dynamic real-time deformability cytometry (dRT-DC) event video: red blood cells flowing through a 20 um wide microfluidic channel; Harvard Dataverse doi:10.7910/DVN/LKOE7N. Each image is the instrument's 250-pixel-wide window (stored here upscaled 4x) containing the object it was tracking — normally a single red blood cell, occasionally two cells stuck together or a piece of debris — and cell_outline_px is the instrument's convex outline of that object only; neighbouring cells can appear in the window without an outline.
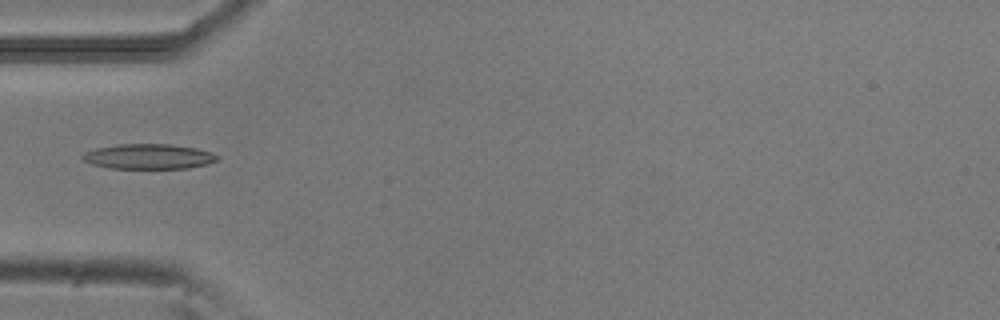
{"species": "common noctule bat (a hibernating species)", "species_latin": "Nyctalus noctula", "temperature_condition": "room temperature", "stored_images_in_passage": 2, "camera_frame_rate_fps": 3000, "um_per_image_px": 0.085, "animal": {"sex": "male", "body_mass_g": 20.5, "forearm_length_mm": 52.5}, "frame": {"image": 1, "passage_image": 1, "time_ms": 0.0, "image_size_px": [1000, 320], "cell_outline_px": [[220, 156], [216, 160], [208, 164], [188, 168], [108, 168], [92, 164], [84, 160], [80, 156], [84, 152], [96, 148], [116, 144], [172, 144], [196, 148]], "centroid_in_image_um": [12.6, 13.3], "position_along_channel_um": 72.4, "area_um2": 19.65}}
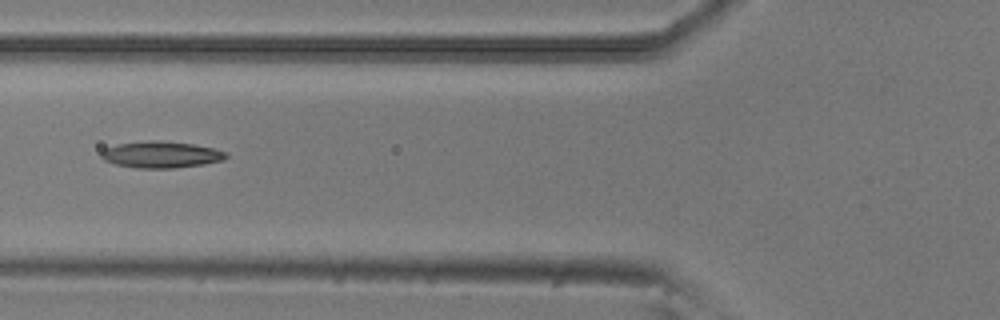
{"frame": {"image": 2, "passage_image": 2, "time_ms": 0.333, "image_size_px": [1000, 320], "cell_outline_px": [[228, 156], [224, 160], [204, 164], [172, 168], [136, 168], [116, 164], [104, 160], [100, 156], [100, 152], [104, 148], [116, 144], [152, 140], [160, 140], [192, 144], [212, 148], [224, 152]], "centroid_in_image_um": [13.65, 13.14], "position_along_channel_um": 112.2, "area_um2": 19.25}}